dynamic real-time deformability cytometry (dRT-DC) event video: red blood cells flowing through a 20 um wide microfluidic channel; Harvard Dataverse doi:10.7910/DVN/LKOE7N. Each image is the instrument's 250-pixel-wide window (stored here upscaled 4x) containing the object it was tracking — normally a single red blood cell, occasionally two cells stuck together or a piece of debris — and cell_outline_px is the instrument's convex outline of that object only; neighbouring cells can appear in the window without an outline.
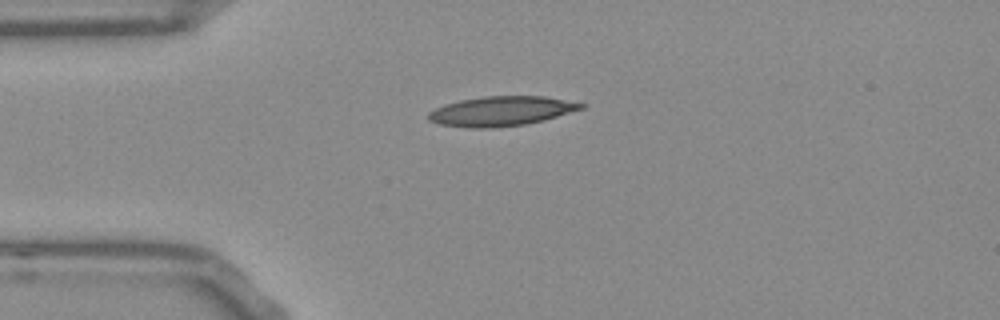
{"species": "Egyptian fruit bat (a non-hibernating species)", "species_latin": "Rousettus aegyptiacus", "temperature_condition": "room temperature", "stored_images_in_passage": 41, "camera_frame_rate_fps": 3000, "um_per_image_px": 0.085, "frame": {"image": 1, "passage_image": 1, "time_ms": 0.0, "image_size_px": [1000, 320], "cell_outline_px": [[588, 104], [584, 108], [544, 120], [524, 124], [492, 128], [472, 128], [440, 124], [428, 120], [428, 112], [444, 104], [460, 100], [484, 96], [544, 96]], "centroid_in_image_um": [42.61, 9.44], "position_along_channel_um": 42.4, "area_um2": 26.3}}
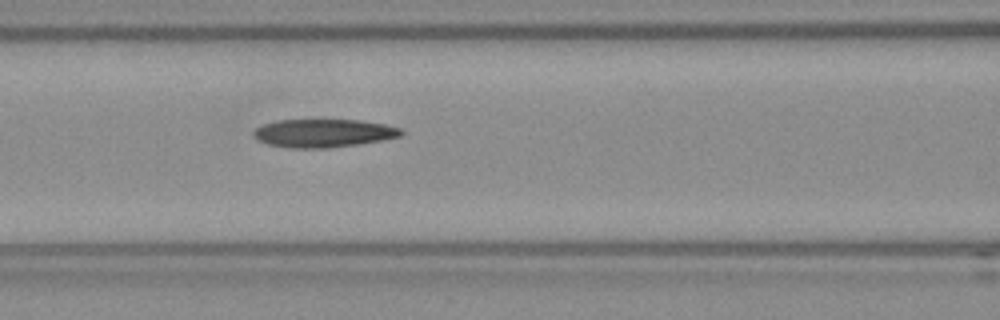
{"frame": {"image": 2, "passage_image": 10, "time_ms": 3.0, "image_size_px": [1000, 320], "cell_outline_px": [[404, 132], [400, 136], [380, 140], [356, 144], [324, 148], [292, 148], [268, 144], [252, 136], [252, 132], [256, 128], [264, 124], [276, 120], [360, 120], [384, 124], [404, 128]], "centroid_in_image_um": [27.5, 11.31], "position_along_channel_um": 139.1, "area_um2": 24.1}}
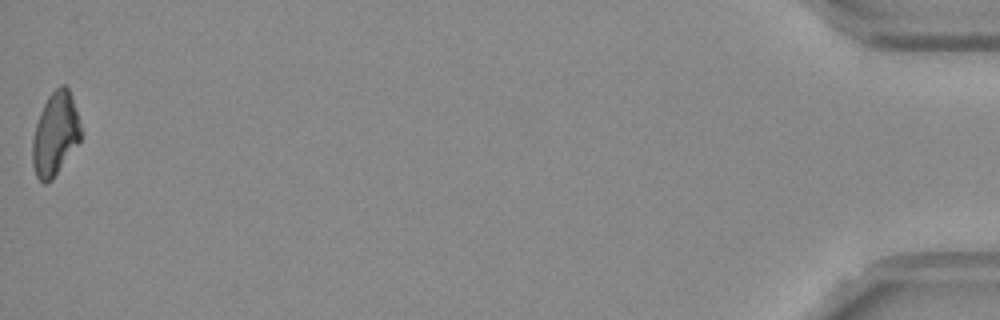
{"frame": {"image": 3, "passage_image": 41, "time_ms": 13.333, "image_size_px": [1000, 320], "cell_outline_px": [[80, 140], [52, 180], [44, 184], [36, 176], [32, 164], [32, 140], [36, 124], [40, 112], [48, 96], [60, 84], [64, 84], [68, 88], [72, 96], [80, 124]], "centroid_in_image_um": [4.67, 11.39], "position_along_channel_um": 430.5, "area_um2": 23.24}}